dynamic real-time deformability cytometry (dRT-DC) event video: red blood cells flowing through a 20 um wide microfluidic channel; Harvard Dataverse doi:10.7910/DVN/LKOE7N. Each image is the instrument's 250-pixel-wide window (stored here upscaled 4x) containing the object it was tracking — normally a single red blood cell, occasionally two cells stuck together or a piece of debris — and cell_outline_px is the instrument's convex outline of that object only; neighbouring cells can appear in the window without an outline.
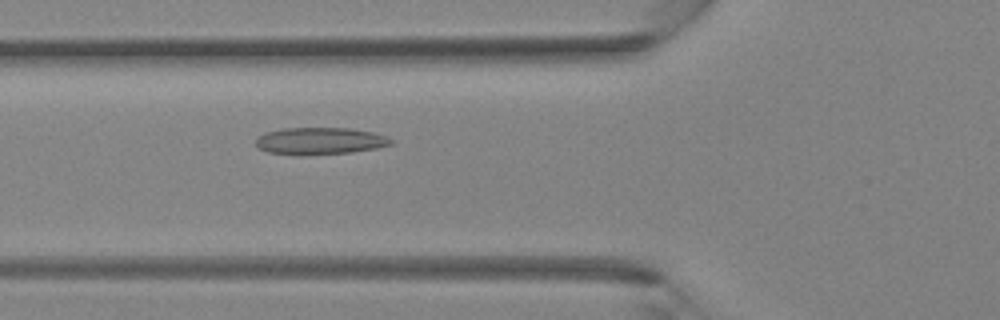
{"species": "Egyptian fruit bat (a non-hibernating species)", "species_latin": "Rousettus aegyptiacus", "temperature_condition": "room temperature", "stored_images_in_passage": 41, "camera_frame_rate_fps": 3000, "um_per_image_px": 0.085, "animal": {"sex": "female"}, "frame": {"image": 1, "passage_image": 15, "time_ms": 4.667, "image_size_px": [1000, 320], "cell_outline_px": [[396, 140], [392, 144], [376, 148], [352, 152], [268, 152], [260, 148], [256, 144], [256, 136], [264, 132], [284, 128], [348, 128], [372, 132]], "centroid_in_image_um": [27.24, 11.92], "position_along_channel_um": 98.6, "area_um2": 20.29}}
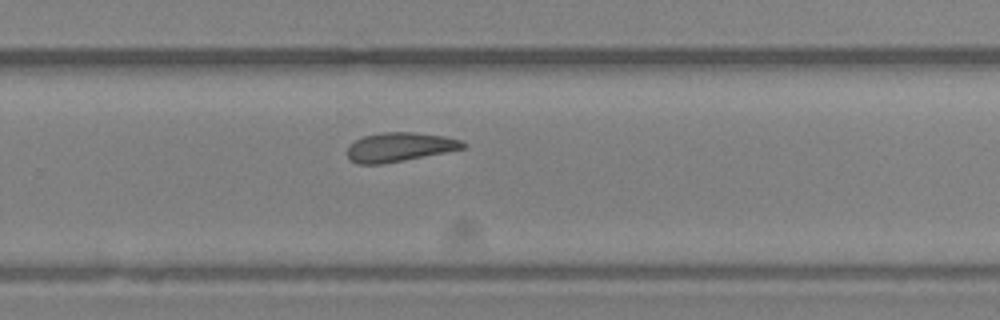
{"frame": {"image": 2, "passage_image": 27, "time_ms": 8.667, "image_size_px": [1000, 320], "cell_outline_px": [[468, 144], [464, 148], [384, 164], [356, 164], [348, 156], [348, 144], [364, 136], [384, 132], [416, 132], [444, 136], [460, 140]], "centroid_in_image_um": [33.95, 12.49], "position_along_channel_um": 295.8, "area_um2": 19.48}}
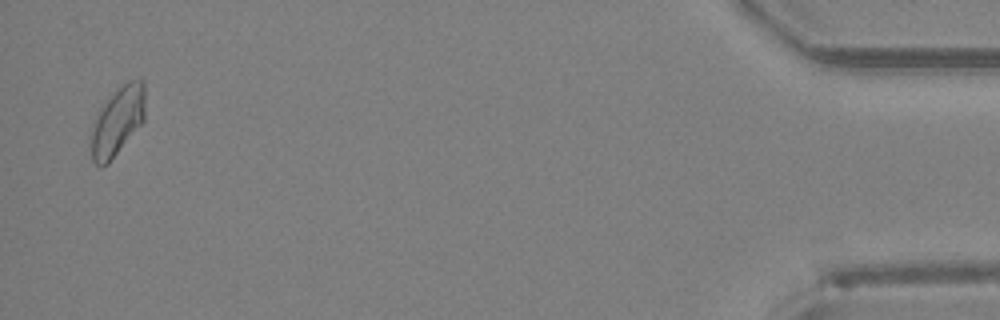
{"frame": {"image": 3, "passage_image": 40, "time_ms": 13.0, "image_size_px": [1000, 320], "cell_outline_px": [[144, 120], [108, 164], [100, 168], [92, 160], [92, 128], [96, 112], [120, 84], [128, 80], [144, 80]], "centroid_in_image_um": [9.98, 10.28], "position_along_channel_um": 425.2, "area_um2": 21.56}}